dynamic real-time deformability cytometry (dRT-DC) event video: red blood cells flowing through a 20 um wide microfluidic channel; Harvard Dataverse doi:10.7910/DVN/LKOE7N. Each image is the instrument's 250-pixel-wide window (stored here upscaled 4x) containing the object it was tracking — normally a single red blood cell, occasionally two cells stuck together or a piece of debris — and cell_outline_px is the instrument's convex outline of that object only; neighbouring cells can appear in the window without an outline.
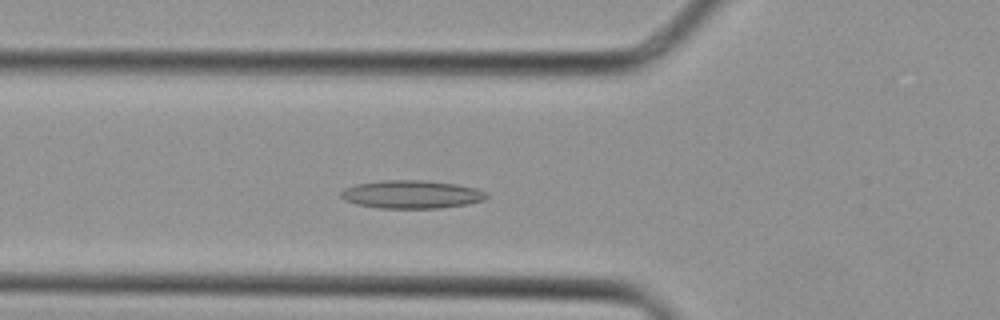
{"species": "Egyptian fruit bat (a non-hibernating species)", "species_latin": "Rousettus aegyptiacus", "temperature_condition": "cold", "stored_images_in_passage": 31, "camera_frame_rate_fps": 3000, "um_per_image_px": 0.085, "animal": {"sex": "female"}, "frame": {"image": 1, "passage_image": 4, "time_ms": 1.0, "image_size_px": [1000, 320], "cell_outline_px": [[488, 196], [484, 200], [468, 204], [440, 208], [380, 208], [356, 204], [344, 200], [340, 196], [340, 192], [344, 188], [356, 184], [384, 180], [424, 180], [456, 184], [476, 188], [488, 192]], "centroid_in_image_um": [34.99, 16.52], "position_along_channel_um": 90.8, "area_um2": 23.99}}
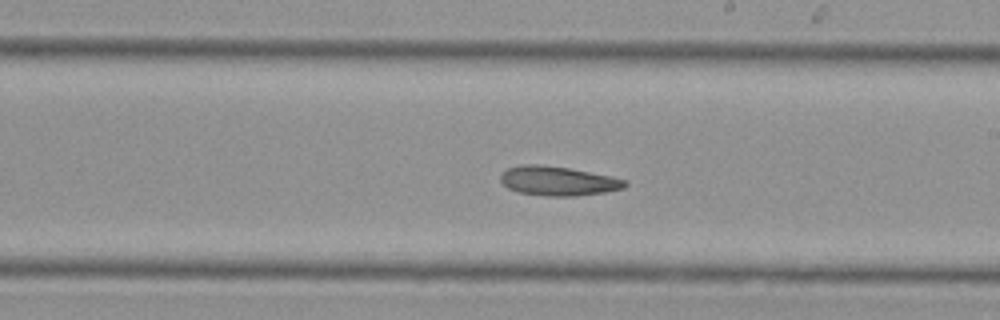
{"frame": {"image": 2, "passage_image": 13, "time_ms": 4.0, "image_size_px": [1000, 320], "cell_outline_px": [[628, 184], [624, 188], [604, 192], [576, 196], [548, 196], [520, 192], [508, 188], [500, 180], [500, 176], [508, 168], [520, 164], [540, 164], [568, 168], [612, 176], [628, 180]], "centroid_in_image_um": [47.46, 15.37], "position_along_channel_um": 241.5, "area_um2": 21.21}}
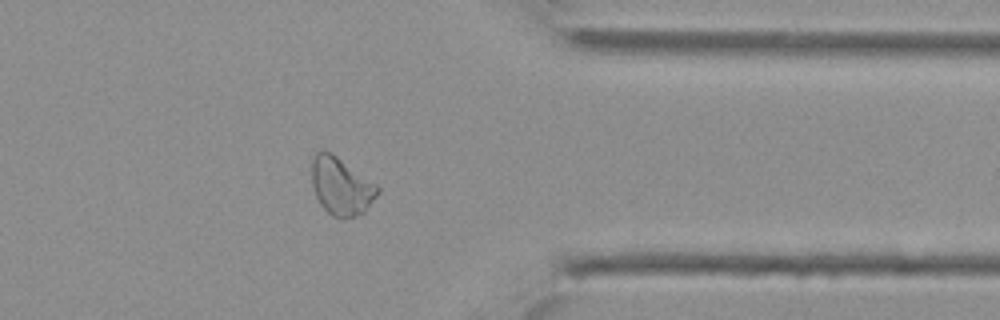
{"frame": {"image": 3, "passage_image": 22, "time_ms": 7.0, "image_size_px": [1000, 320], "cell_outline_px": [[380, 192], [364, 212], [356, 216], [344, 220], [332, 216], [320, 204], [316, 196], [312, 184], [312, 156], [320, 148], [332, 152], [376, 184], [380, 188]], "centroid_in_image_um": [28.99, 15.82], "position_along_channel_um": 382.4, "area_um2": 22.43}}